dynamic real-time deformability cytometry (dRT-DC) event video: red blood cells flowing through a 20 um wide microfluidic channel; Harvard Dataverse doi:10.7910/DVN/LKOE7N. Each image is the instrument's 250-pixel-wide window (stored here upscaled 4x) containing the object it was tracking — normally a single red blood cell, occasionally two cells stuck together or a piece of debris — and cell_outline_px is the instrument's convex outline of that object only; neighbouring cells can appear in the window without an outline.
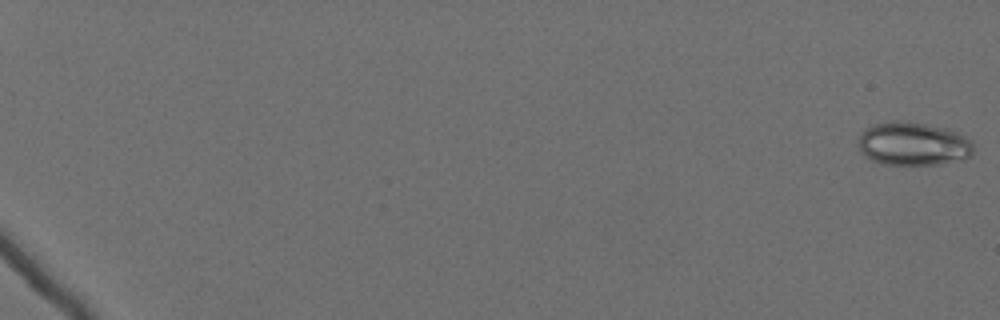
{"species": "Egyptian fruit bat (a non-hibernating species)", "species_latin": "Rousettus aegyptiacus", "temperature_condition": "cold", "stored_images_in_passage": 61, "camera_frame_rate_fps": 3000, "um_per_image_px": 0.085, "animal": {"sex": "female"}, "frame": {"image": 1, "passage_image": 1, "time_ms": 0.0, "image_size_px": [1000, 320], "cell_outline_px": [[972, 152], [964, 160], [940, 164], [884, 164], [872, 160], [864, 156], [860, 152], [860, 132], [864, 128], [872, 124], [892, 120], [900, 120], [948, 128], [960, 132], [972, 140]], "centroid_in_image_um": [77.63, 12.21], "position_along_channel_um": 7.4, "area_um2": 29.42}}
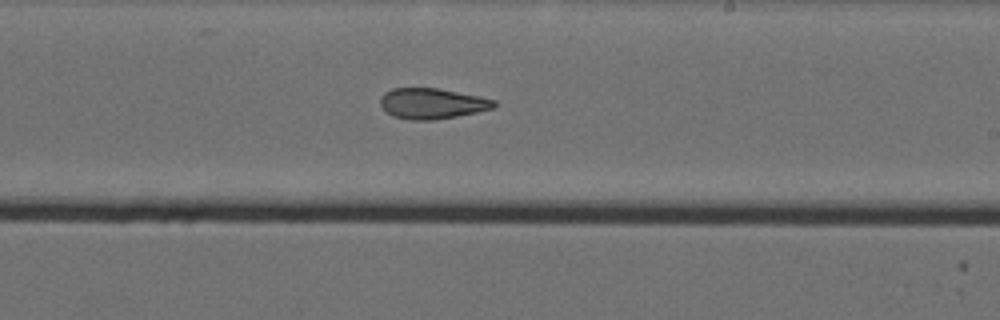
{"frame": {"image": 2, "passage_image": 41, "time_ms": 13.333, "image_size_px": [1000, 320], "cell_outline_px": [[496, 104], [492, 108], [476, 112], [456, 116], [432, 120], [408, 120], [392, 116], [380, 104], [380, 96], [384, 92], [392, 88], [436, 88], [480, 96], [496, 100]], "centroid_in_image_um": [36.7, 8.79], "position_along_channel_um": 252.3, "area_um2": 20.23}}
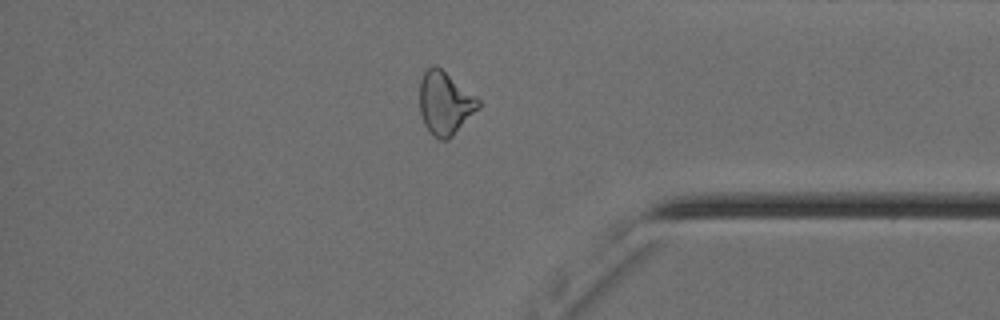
{"frame": {"image": 3, "passage_image": 54, "time_ms": 17.667, "image_size_px": [1000, 320], "cell_outline_px": [[480, 108], [448, 140], [440, 140], [432, 136], [424, 124], [420, 112], [420, 80], [424, 72], [432, 64], [436, 64], [476, 96], [480, 100]], "centroid_in_image_um": [37.82, 8.77], "position_along_channel_um": 397.4, "area_um2": 21.73}, "authors_computed_cell_mechanics": {"area_um2": 23.0622, "velocity_mm_per_s": 3.5707, "shape_relaxation_time_tau1_ms": null, "shape_relaxation_time_tau2_ms": 2.9845, "deformation_change_tau1": null, "deformation_change_tau2": 0.1087}}